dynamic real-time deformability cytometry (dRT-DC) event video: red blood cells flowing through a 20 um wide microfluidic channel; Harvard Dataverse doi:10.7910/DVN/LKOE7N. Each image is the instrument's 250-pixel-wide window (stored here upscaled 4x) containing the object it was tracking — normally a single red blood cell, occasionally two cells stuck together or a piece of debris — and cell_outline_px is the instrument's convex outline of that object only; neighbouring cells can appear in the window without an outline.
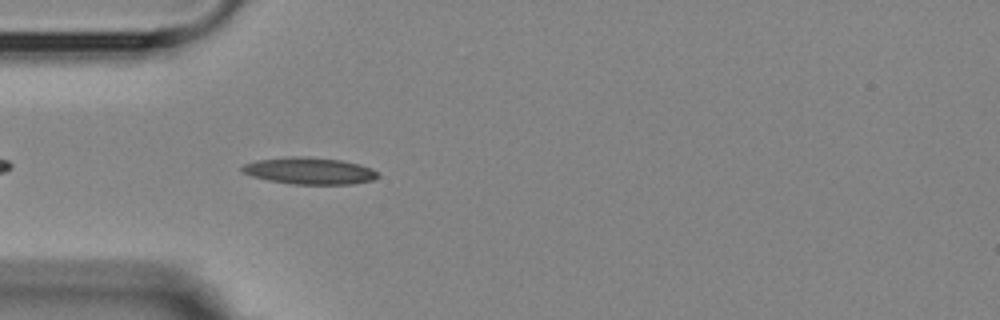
{"species": "Egyptian fruit bat (a non-hibernating species)", "species_latin": "Rousettus aegyptiacus", "temperature_condition": "room temperature", "stored_images_in_passage": 3, "camera_frame_rate_fps": 3000, "um_per_image_px": 0.085, "animal": {"sex": "female"}, "frame": {"image": 1, "passage_image": 3, "time_ms": 2.333, "image_size_px": [1000, 320], "cell_outline_px": [[380, 176], [372, 180], [352, 184], [292, 184], [268, 180], [252, 176], [240, 172], [240, 168], [244, 164], [256, 160], [292, 156], [308, 156], [340, 160], [360, 164], [372, 168]], "centroid_in_image_um": [26.28, 14.51], "position_along_channel_um": 58.7, "area_um2": 21.33}}